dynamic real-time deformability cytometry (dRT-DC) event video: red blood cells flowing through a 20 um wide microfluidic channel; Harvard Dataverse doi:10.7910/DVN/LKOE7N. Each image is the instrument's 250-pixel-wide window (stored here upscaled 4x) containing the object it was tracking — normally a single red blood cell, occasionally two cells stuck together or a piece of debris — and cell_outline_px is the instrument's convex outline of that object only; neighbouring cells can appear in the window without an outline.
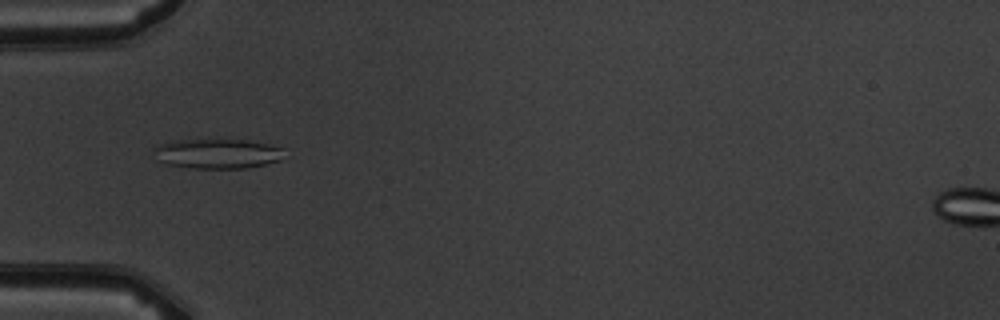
{"species": "common noctule bat (a hibernating species)", "species_latin": "Nyctalus noctula", "temperature_condition": "warm", "stored_images_in_passage": 8, "camera_frame_rate_fps": 3000, "um_per_image_px": 0.085, "animal": {"sex": "male", "body_mass_g": 19.5, "forearm_length_mm": 54.6}, "frame": {"image": 1, "passage_image": 6, "time_ms": 6.0, "image_size_px": [1000, 320], "cell_outline_px": [[284, 148], [280, 160], [264, 164], [244, 168], [192, 168], [168, 164], [156, 160], [152, 148], [160, 144], [176, 140], [200, 136], [228, 136], [268, 144]], "centroid_in_image_um": [18.42, 12.98], "position_along_channel_um": 66.6, "area_um2": 23.93}}
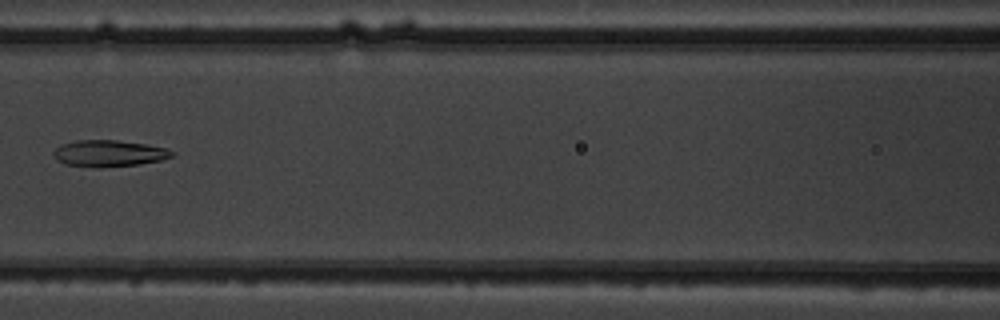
{"frame": {"image": 2, "passage_image": 8, "time_ms": 8.333, "image_size_px": [1000, 320], "cell_outline_px": [[176, 152], [172, 156], [160, 160], [140, 164], [100, 168], [64, 164], [56, 160], [52, 152], [60, 144], [76, 140], [116, 140], [144, 144], [168, 148]], "centroid_in_image_um": [9.24, 13.04], "position_along_channel_um": 157.4, "area_um2": 18.44}}